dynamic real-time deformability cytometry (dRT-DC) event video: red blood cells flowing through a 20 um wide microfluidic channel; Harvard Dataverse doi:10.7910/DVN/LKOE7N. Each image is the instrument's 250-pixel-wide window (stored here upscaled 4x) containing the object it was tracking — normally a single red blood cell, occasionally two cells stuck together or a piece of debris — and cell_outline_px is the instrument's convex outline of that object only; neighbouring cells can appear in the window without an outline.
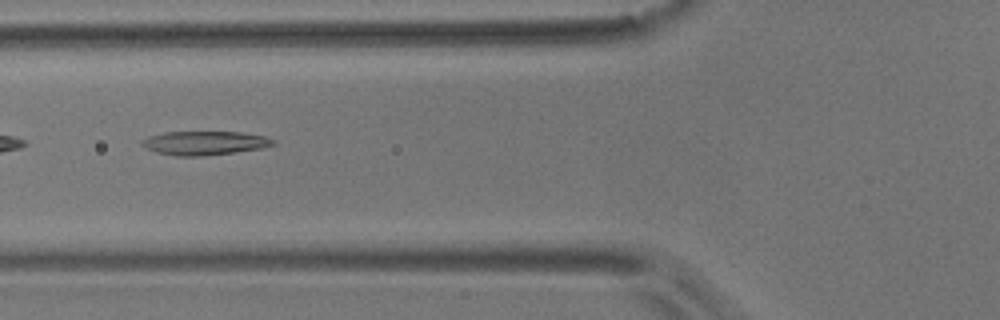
{"species": "common noctule bat (a hibernating species)", "species_latin": "Nyctalus noctula", "temperature_condition": "room temperature", "stored_images_in_passage": 12, "camera_frame_rate_fps": 3000, "um_per_image_px": 0.085, "animal": {"sex": "male", "body_mass_g": 17.9}, "frame": {"image": 1, "passage_image": 3, "time_ms": 0.667, "image_size_px": [1000, 320], "cell_outline_px": [[276, 144], [260, 148], [236, 152], [204, 156], [176, 156], [156, 152], [140, 144], [140, 140], [148, 136], [164, 132], [240, 132], [264, 136], [276, 140]], "centroid_in_image_um": [17.38, 12.15], "position_along_channel_um": 108.4, "area_um2": 18.26}}
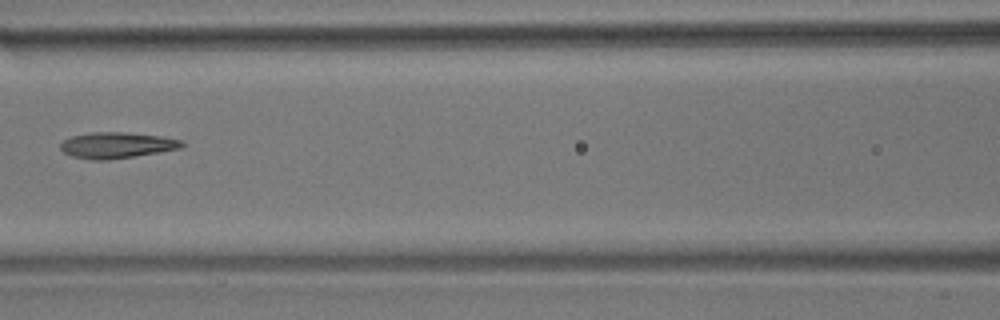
{"frame": {"image": 2, "passage_image": 4, "time_ms": 1.0, "image_size_px": [1000, 320], "cell_outline_px": [[184, 144], [180, 148], [136, 156], [108, 160], [92, 160], [72, 156], [64, 152], [60, 148], [60, 144], [64, 140], [72, 136], [92, 132], [124, 132], [160, 136], [180, 140]], "centroid_in_image_um": [9.89, 12.35], "position_along_channel_um": 156.7, "area_um2": 18.21}}
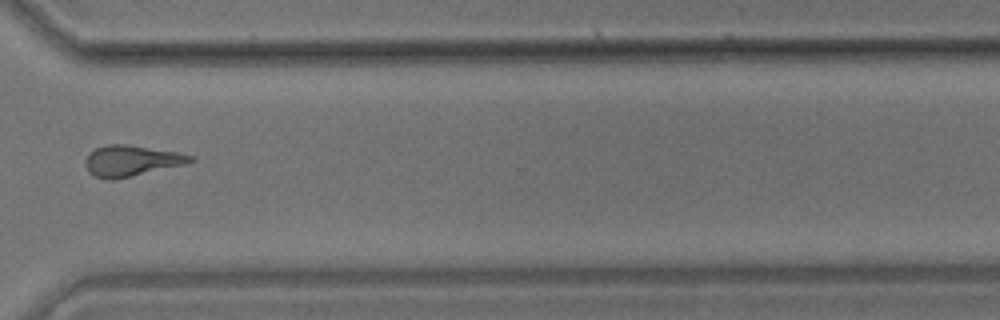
{"frame": {"image": 3, "passage_image": 9, "time_ms": 2.667, "image_size_px": [1000, 320], "cell_outline_px": [[196, 160], [184, 164], [112, 180], [108, 180], [92, 176], [88, 172], [84, 164], [84, 160], [88, 152], [104, 144], [124, 144], [176, 152], [192, 156]], "centroid_in_image_um": [11.06, 13.66], "position_along_channel_um": 359.5, "area_um2": 18.79}}